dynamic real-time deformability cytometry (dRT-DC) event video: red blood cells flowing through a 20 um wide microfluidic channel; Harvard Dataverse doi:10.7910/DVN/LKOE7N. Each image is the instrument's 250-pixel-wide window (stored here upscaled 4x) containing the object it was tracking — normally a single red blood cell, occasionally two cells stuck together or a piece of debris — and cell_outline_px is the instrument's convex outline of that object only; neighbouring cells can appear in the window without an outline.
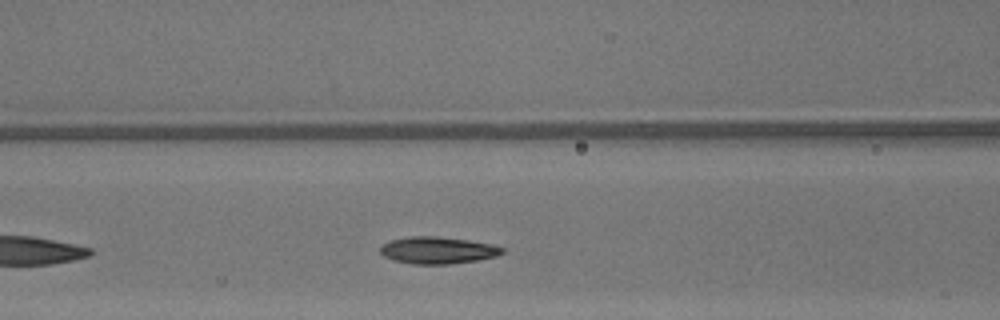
{"species": "common noctule bat (a hibernating species)", "species_latin": "Nyctalus noctula", "temperature_condition": "warm", "stored_images_in_passage": 26, "camera_frame_rate_fps": 3000, "um_per_image_px": 0.085, "animal": {"sex": "male", "body_mass_g": 13.3}, "frame": {"image": 1, "passage_image": 8, "time_ms": 2.333, "image_size_px": [1000, 320], "cell_outline_px": [[504, 252], [496, 256], [480, 260], [448, 264], [412, 264], [392, 260], [384, 256], [380, 252], [380, 248], [384, 244], [392, 240], [408, 236], [436, 236], [468, 240], [492, 244], [504, 248]], "centroid_in_image_um": [37.21, 21.27], "position_along_channel_um": 129.4, "area_um2": 19.19}}
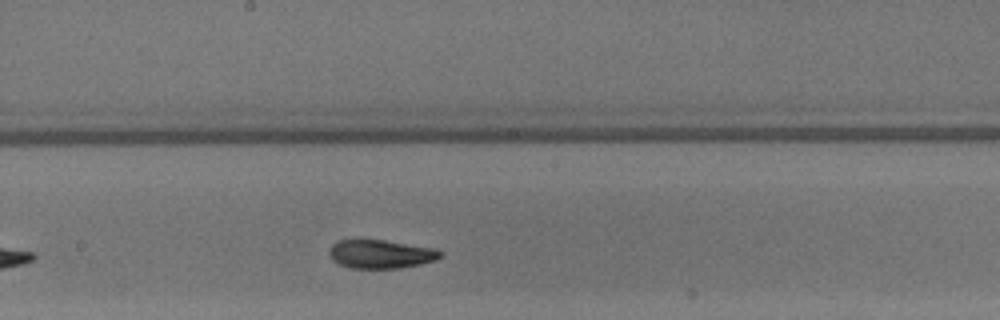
{"frame": {"image": 2, "passage_image": 14, "time_ms": 4.333, "image_size_px": [1000, 320], "cell_outline_px": [[444, 252], [436, 260], [420, 264], [396, 268], [348, 268], [332, 260], [328, 252], [332, 244], [336, 240], [360, 236], [436, 248]], "centroid_in_image_um": [32.3, 21.54], "position_along_channel_um": 215.9, "area_um2": 19.31}}
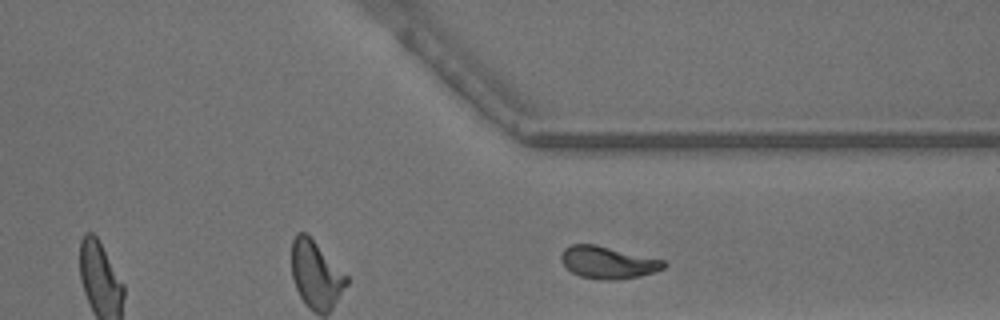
{"frame": {"image": 3, "passage_image": 24, "time_ms": 7.667, "image_size_px": [1000, 320], "cell_outline_px": [[668, 264], [664, 268], [640, 276], [616, 280], [604, 280], [580, 276], [572, 272], [560, 260], [560, 256], [564, 248], [572, 244], [596, 244], [664, 260]], "centroid_in_image_um": [51.67, 22.3], "position_along_channel_um": 359.7, "area_um2": 19.25}, "authors_computed_cell_mechanics": {"area_um2": 19.2185, "velocity_mm_per_s": 4.3211, "shape_relaxation_time_tau1_ms": 4.2683, "shape_relaxation_time_tau2_ms": 0.9782, "deformation_change_tau1": 0.1791, "deformation_change_tau2": 0.0599}}